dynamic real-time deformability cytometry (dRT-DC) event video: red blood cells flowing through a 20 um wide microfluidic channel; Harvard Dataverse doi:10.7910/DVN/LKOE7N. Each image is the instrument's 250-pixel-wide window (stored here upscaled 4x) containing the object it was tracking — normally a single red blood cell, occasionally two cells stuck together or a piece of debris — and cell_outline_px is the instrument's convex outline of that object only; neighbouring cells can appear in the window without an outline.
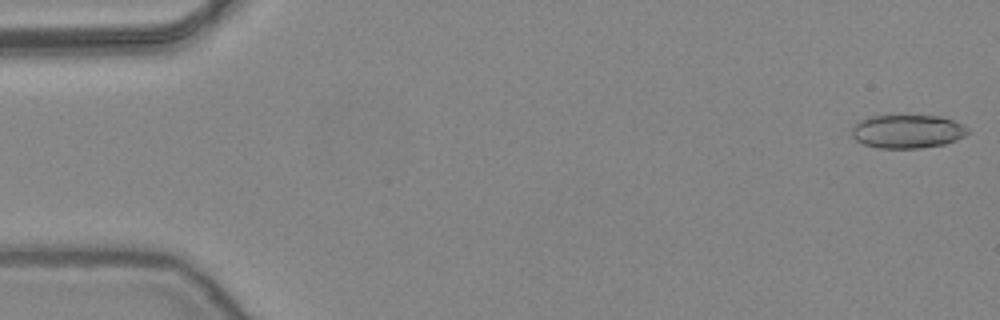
{"species": "common noctule bat (a hibernating species)", "species_latin": "Nyctalus noctula", "temperature_condition": "warm", "stored_images_in_passage": 16, "camera_frame_rate_fps": 3000, "um_per_image_px": 0.085, "animal": {"sex": "female", "body_mass_g": 24.6, "forearm_length_mm": 56.2}, "frame": {"image": 1, "passage_image": 1, "time_ms": 0.0, "image_size_px": [1000, 320], "cell_outline_px": [[972, 132], [956, 140], [944, 144], [920, 148], [876, 148], [864, 144], [856, 140], [852, 136], [852, 128], [856, 120], [868, 116], [940, 116], [964, 124]], "centroid_in_image_um": [77.13, 11.17], "position_along_channel_um": 7.9, "area_um2": 22.89}}
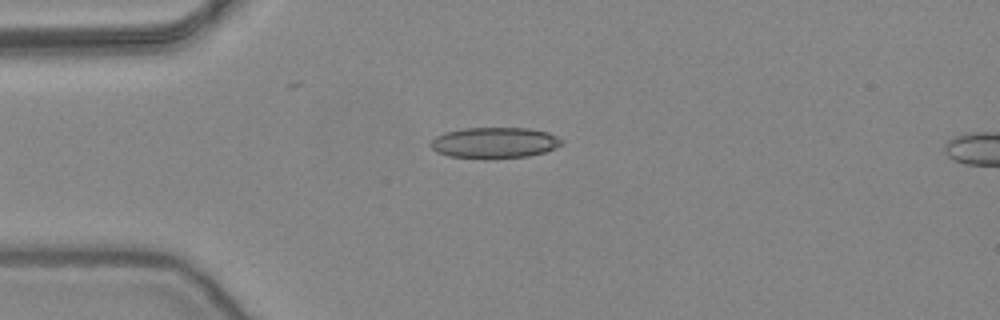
{"frame": {"image": 2, "passage_image": 13, "time_ms": 4.0, "image_size_px": [1000, 320], "cell_outline_px": [[564, 144], [556, 148], [544, 152], [528, 156], [484, 160], [448, 156], [436, 152], [428, 144], [436, 136], [444, 132], [464, 128], [528, 128], [548, 132], [564, 140]], "centroid_in_image_um": [42.02, 12.15], "position_along_channel_um": 43.0, "area_um2": 24.16}}